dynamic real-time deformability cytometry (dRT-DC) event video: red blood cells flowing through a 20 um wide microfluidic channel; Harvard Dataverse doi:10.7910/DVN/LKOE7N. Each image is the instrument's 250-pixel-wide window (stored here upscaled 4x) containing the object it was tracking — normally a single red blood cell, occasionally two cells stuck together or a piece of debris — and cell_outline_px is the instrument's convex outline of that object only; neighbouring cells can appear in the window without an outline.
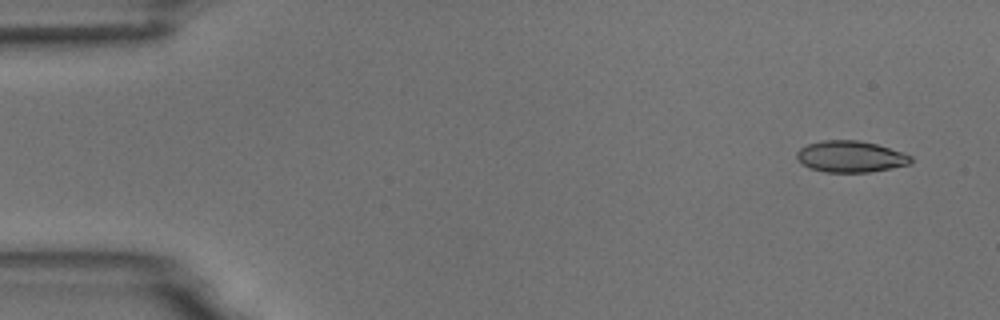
{"species": "common noctule bat (a hibernating species)", "species_latin": "Nyctalus noctula", "temperature_condition": "room temperature", "stored_images_in_passage": 6, "camera_frame_rate_fps": 3000, "um_per_image_px": 0.085, "animal": {"sex": "male", "body_mass_g": 18.8}, "frame": {"image": 1, "passage_image": 1, "time_ms": 0.0, "image_size_px": [1000, 320], "cell_outline_px": [[912, 160], [908, 164], [892, 168], [868, 172], [824, 172], [808, 168], [796, 156], [796, 152], [800, 148], [808, 144], [824, 140], [860, 140], [876, 144], [912, 156]], "centroid_in_image_um": [72.27, 13.31], "position_along_channel_um": 12.7, "area_um2": 20.69}}
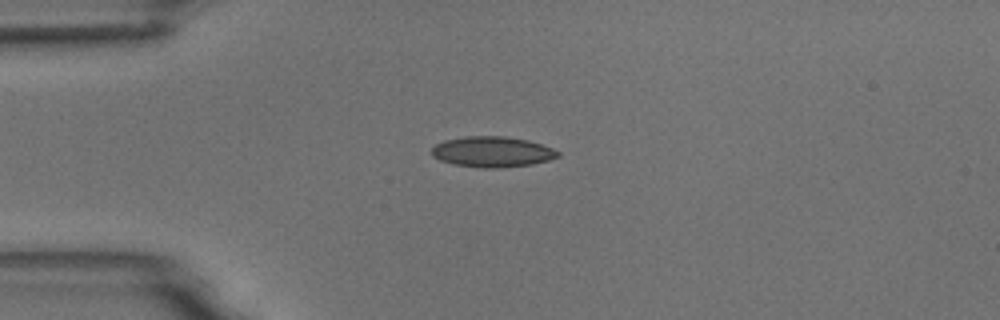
{"frame": {"image": 2, "passage_image": 4, "time_ms": 3.333, "image_size_px": [1000, 320], "cell_outline_px": [[560, 156], [548, 160], [532, 164], [500, 168], [484, 168], [452, 164], [440, 160], [432, 156], [432, 148], [436, 144], [444, 140], [464, 136], [504, 136], [528, 140], [552, 148], [560, 152]], "centroid_in_image_um": [41.83, 12.9], "position_along_channel_um": 43.2, "area_um2": 22.54}}